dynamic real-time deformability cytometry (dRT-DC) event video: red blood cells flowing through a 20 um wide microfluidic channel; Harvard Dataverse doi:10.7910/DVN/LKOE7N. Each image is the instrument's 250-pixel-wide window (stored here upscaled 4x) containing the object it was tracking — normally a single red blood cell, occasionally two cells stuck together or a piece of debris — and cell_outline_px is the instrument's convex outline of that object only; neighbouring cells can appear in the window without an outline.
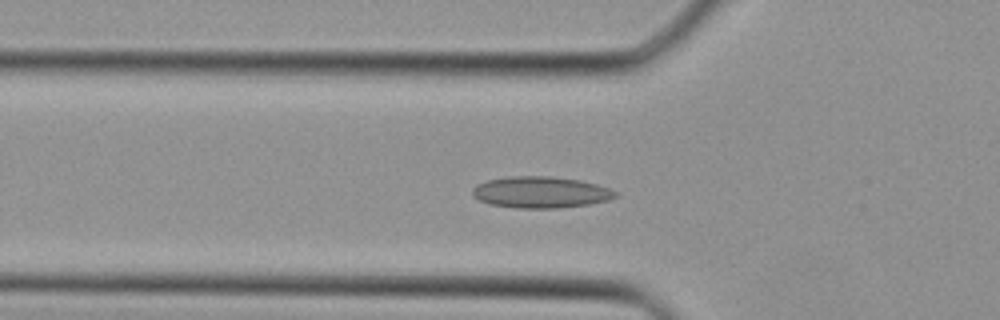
{"species": "Egyptian fruit bat (a non-hibernating species)", "species_latin": "Rousettus aegyptiacus", "temperature_condition": "cold", "stored_images_in_passage": 37, "camera_frame_rate_fps": 3000, "um_per_image_px": 0.085, "animal": {"sex": "female"}, "frame": {"image": 1, "passage_image": 10, "time_ms": 3.0, "image_size_px": [1000, 320], "cell_outline_px": [[620, 196], [608, 200], [588, 204], [560, 208], [516, 208], [488, 204], [480, 200], [472, 192], [472, 188], [476, 184], [488, 180], [508, 176], [548, 176], [580, 180], [596, 184], [608, 188], [616, 192]], "centroid_in_image_um": [45.96, 16.34], "position_along_channel_um": 79.8, "area_um2": 26.18}}
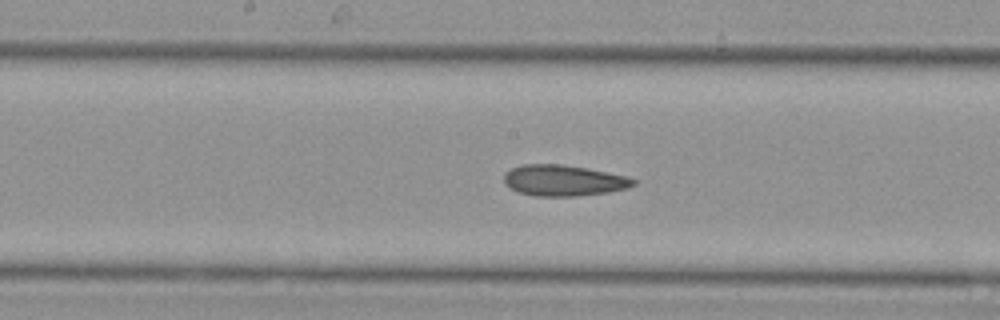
{"frame": {"image": 2, "passage_image": 17, "time_ms": 5.333, "image_size_px": [1000, 320], "cell_outline_px": [[636, 184], [628, 188], [608, 192], [576, 196], [536, 196], [516, 192], [508, 188], [504, 184], [504, 172], [512, 168], [524, 164], [560, 164], [588, 168], [628, 176], [636, 180]], "centroid_in_image_um": [47.89, 15.34], "position_along_channel_um": 200.3, "area_um2": 23.64}}
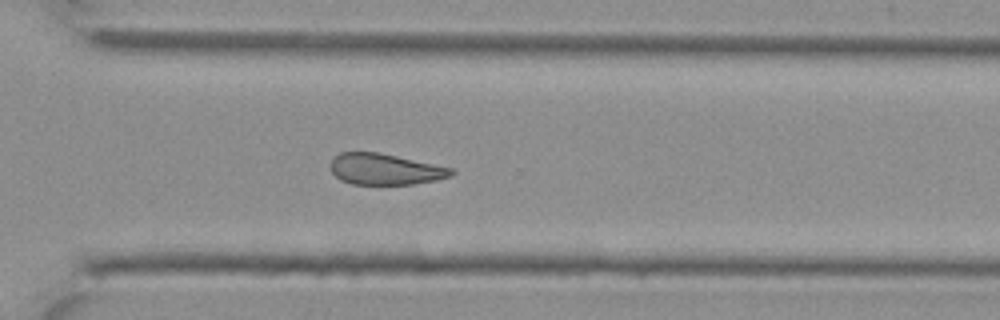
{"frame": {"image": 3, "passage_image": 25, "time_ms": 8.0, "image_size_px": [1000, 320], "cell_outline_px": [[456, 172], [452, 176], [436, 180], [412, 184], [352, 184], [340, 180], [332, 172], [328, 164], [332, 156], [340, 152], [380, 152], [452, 168]], "centroid_in_image_um": [32.69, 14.37], "position_along_channel_um": 337.9, "area_um2": 22.14}}